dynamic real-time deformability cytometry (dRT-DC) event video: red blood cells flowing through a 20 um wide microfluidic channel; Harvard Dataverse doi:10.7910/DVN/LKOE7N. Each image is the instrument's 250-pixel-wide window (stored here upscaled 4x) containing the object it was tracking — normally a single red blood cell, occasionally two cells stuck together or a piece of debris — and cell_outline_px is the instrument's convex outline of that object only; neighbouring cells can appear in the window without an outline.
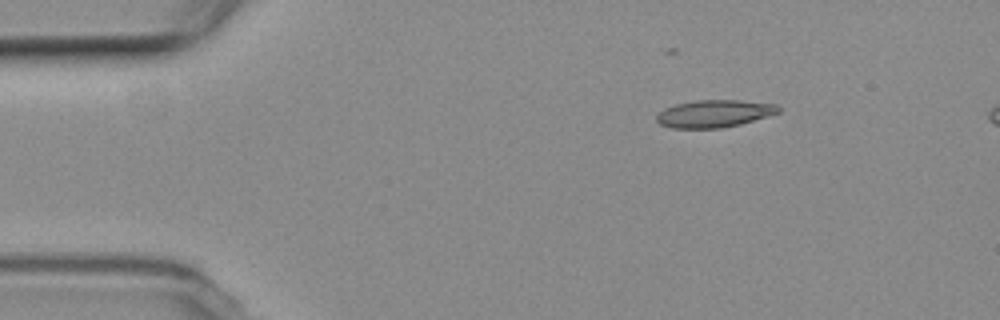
{"species": "common noctule bat (a hibernating species)", "species_latin": "Nyctalus noctula", "temperature_condition": "room temperature", "stored_images_in_passage": 4, "segment_of_instrument_passage": [1, 2], "camera_frame_rate_fps": 3000, "um_per_image_px": 0.085, "animal": {"sex": "female", "body_mass_g": 19.3, "forearm_length_mm": 54.1}, "frame": {"image": 1, "passage_image": 1, "time_ms": 0.0, "image_size_px": [1000, 320], "cell_outline_px": [[780, 112], [768, 116], [740, 124], [720, 128], [672, 128], [660, 124], [656, 120], [656, 116], [664, 108], [676, 104], [696, 100], [740, 100], [776, 104], [780, 108]], "centroid_in_image_um": [60.71, 9.65], "position_along_channel_um": 24.3, "area_um2": 19.42}}